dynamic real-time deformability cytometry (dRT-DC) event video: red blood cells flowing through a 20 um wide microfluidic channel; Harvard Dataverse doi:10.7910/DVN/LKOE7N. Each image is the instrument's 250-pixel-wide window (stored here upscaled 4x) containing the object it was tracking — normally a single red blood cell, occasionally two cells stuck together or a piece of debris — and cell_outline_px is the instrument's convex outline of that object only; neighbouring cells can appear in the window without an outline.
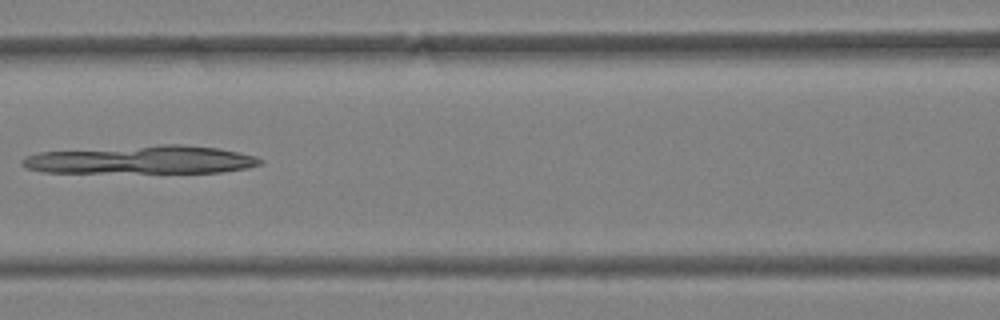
{"species": "Egyptian fruit bat (a non-hibernating species)", "species_latin": "Rousettus aegyptiacus", "temperature_condition": "warm", "stored_images_in_passage": 45, "camera_frame_rate_fps": 3000, "um_per_image_px": 0.085, "animal": {"sex": "female"}, "frame": {"image": 1, "passage_image": 21, "time_ms": 6.667, "image_size_px": [1000, 320], "cell_outline_px": [[264, 160], [260, 164], [248, 168], [220, 172], [40, 172], [24, 168], [20, 164], [20, 160], [24, 156], [40, 152], [160, 144], [180, 144], [220, 148], [240, 152], [256, 156]], "centroid_in_image_um": [12.01, 13.57], "position_along_channel_um": 154.6, "area_um2": 39.3}}
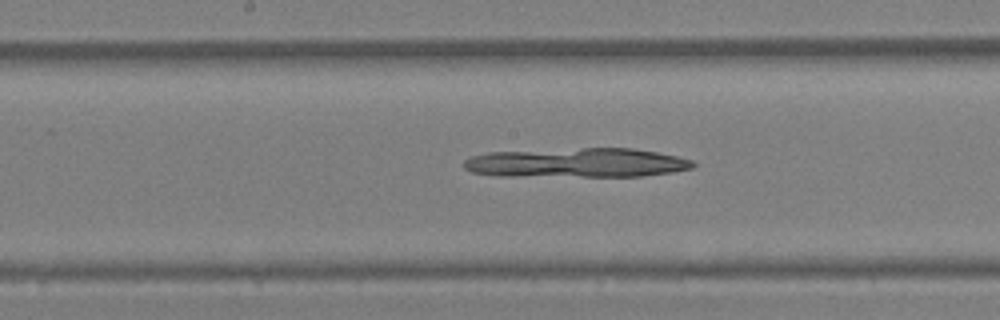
{"frame": {"image": 2, "passage_image": 24, "time_ms": 7.667, "image_size_px": [1000, 320], "cell_outline_px": [[696, 164], [692, 168], [672, 172], [640, 176], [500, 176], [472, 172], [464, 168], [464, 160], [468, 156], [488, 152], [584, 148], [632, 148], [656, 152], [676, 156], [692, 160]], "centroid_in_image_um": [48.99, 13.83], "position_along_channel_um": 199.2, "area_um2": 39.25}}
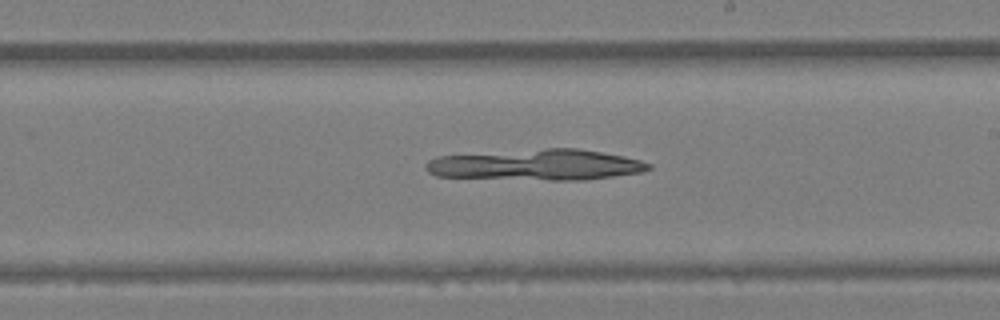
{"frame": {"image": 3, "passage_image": 27, "time_ms": 8.667, "image_size_px": [1000, 320], "cell_outline_px": [[652, 168], [644, 172], [584, 180], [548, 180], [436, 176], [428, 172], [424, 168], [424, 164], [428, 160], [436, 156], [548, 148], [576, 148], [624, 156], [640, 160], [652, 164]], "centroid_in_image_um": [45.6, 14.01], "position_along_channel_um": 243.4, "area_um2": 40.17}}